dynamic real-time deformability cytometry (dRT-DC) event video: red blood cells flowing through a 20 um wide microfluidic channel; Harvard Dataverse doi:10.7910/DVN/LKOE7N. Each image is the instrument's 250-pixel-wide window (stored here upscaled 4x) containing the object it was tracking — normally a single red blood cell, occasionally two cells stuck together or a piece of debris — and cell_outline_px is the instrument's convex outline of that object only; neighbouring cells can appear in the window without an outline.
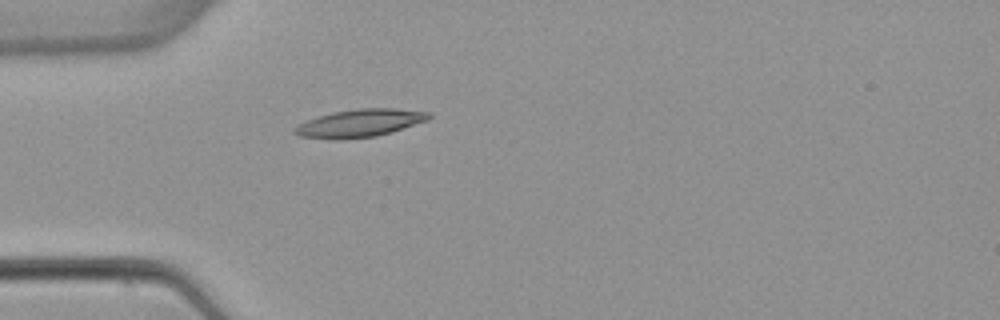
{"species": "common noctule bat (a hibernating species)", "species_latin": "Nyctalus noctula", "temperature_condition": "warm", "stored_images_in_passage": 5, "camera_frame_rate_fps": 3000, "um_per_image_px": 0.085, "animal": {"sex": "female", "body_mass_g": 22.7, "forearm_length_mm": 54.2}, "frame": {"image": 1, "passage_image": 5, "time_ms": 4.667, "image_size_px": [1000, 320], "cell_outline_px": [[432, 116], [428, 120], [392, 132], [376, 136], [340, 140], [300, 136], [292, 132], [292, 128], [308, 120], [332, 112], [360, 108], [396, 108], [432, 112]], "centroid_in_image_um": [30.62, 10.46], "position_along_channel_um": 54.4, "area_um2": 21.79}}